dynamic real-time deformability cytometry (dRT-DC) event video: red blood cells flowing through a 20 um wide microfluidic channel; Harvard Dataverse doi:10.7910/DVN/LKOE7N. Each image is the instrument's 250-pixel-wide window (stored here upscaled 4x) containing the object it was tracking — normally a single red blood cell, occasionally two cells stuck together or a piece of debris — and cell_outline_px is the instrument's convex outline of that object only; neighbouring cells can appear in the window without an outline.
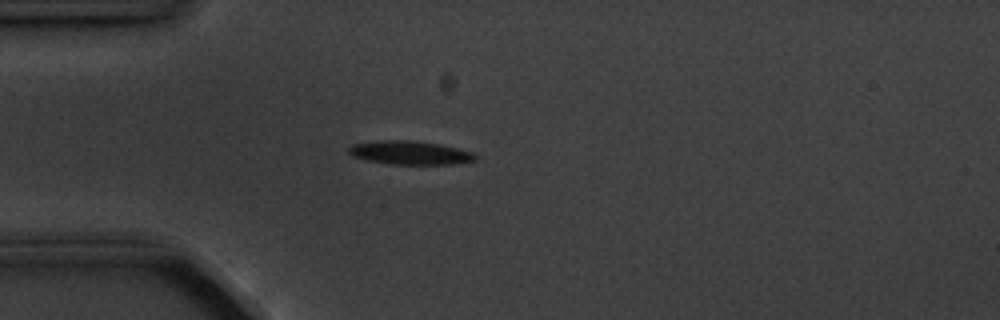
{"species": "common noctule bat (a hibernating species)", "species_latin": "Nyctalus noctula", "temperature_condition": "cold", "stored_images_in_passage": 5, "camera_frame_rate_fps": 3000, "um_per_image_px": 0.085, "animal": {"sex": "male", "body_mass_g": 20.1, "forearm_length_mm": 53.5}, "frame": {"image": 1, "passage_image": 3, "time_ms": 3.333, "image_size_px": [1000, 320], "cell_outline_px": [[476, 160], [452, 164], [388, 164], [368, 160], [352, 156], [348, 152], [348, 148], [352, 144], [380, 140], [408, 140], [436, 144], [456, 148], [472, 152], [476, 156]], "centroid_in_image_um": [34.8, 12.98], "position_along_channel_um": 50.2, "area_um2": 17.17}}